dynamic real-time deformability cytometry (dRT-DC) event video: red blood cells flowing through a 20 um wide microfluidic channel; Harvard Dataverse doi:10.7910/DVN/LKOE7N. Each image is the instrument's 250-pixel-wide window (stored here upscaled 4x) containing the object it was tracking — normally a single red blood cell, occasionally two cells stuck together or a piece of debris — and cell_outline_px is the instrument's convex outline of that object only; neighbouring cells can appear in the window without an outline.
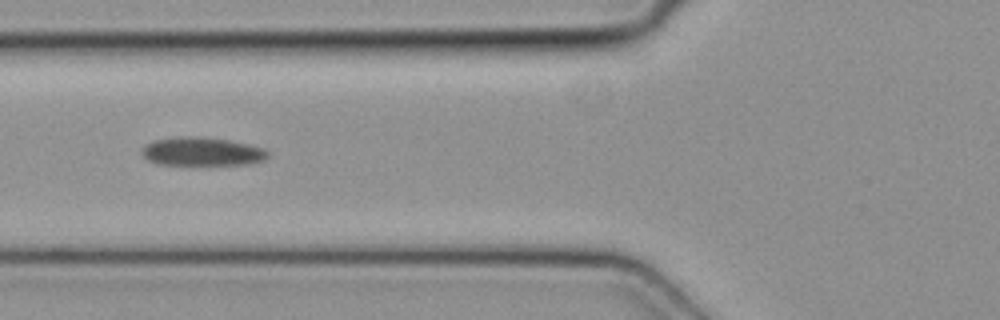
{"species": "common noctule bat (a hibernating species)", "species_latin": "Nyctalus noctula", "temperature_condition": "cold", "stored_images_in_passage": 5, "camera_frame_rate_fps": 3000, "um_per_image_px": 0.085, "animal": {"sex": "female", "body_mass_g": 19.3, "forearm_length_mm": 54.1}, "frame": {"image": 1, "passage_image": 5, "time_ms": 1.333, "image_size_px": [1000, 320], "cell_outline_px": [[268, 156], [264, 160], [248, 164], [156, 164], [148, 160], [140, 152], [148, 144], [156, 140], [180, 136], [200, 136], [228, 140], [248, 144], [264, 148], [268, 152]], "centroid_in_image_um": [17.19, 12.88], "position_along_channel_um": 108.6, "area_um2": 20.69}}